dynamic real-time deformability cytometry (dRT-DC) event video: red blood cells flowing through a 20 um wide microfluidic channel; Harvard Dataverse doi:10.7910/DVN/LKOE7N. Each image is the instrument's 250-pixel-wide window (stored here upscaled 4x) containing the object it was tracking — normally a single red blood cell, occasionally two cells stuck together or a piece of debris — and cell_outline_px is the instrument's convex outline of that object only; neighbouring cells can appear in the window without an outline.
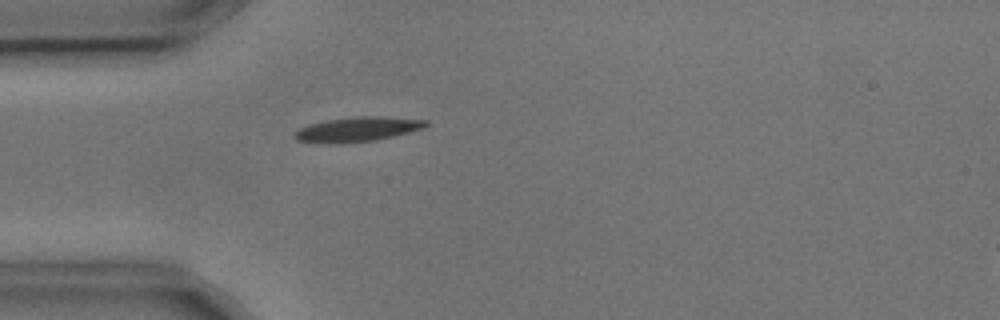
{"species": "common noctule bat (a hibernating species)", "species_latin": "Nyctalus noctula", "temperature_condition": "cold", "stored_images_in_passage": 2, "camera_frame_rate_fps": 3000, "um_per_image_px": 0.085, "animal": {"sex": "male", "body_mass_g": 17.9, "forearm_length_mm": 54.2}, "frame": {"image": 1, "passage_image": 2, "time_ms": 0.333, "image_size_px": [1000, 320], "cell_outline_px": [[428, 124], [424, 128], [376, 140], [336, 144], [296, 140], [292, 136], [292, 132], [308, 124], [328, 120], [356, 116], [384, 116], [428, 120]], "centroid_in_image_um": [30.36, 10.98], "position_along_channel_um": 54.6, "area_um2": 18.9}}